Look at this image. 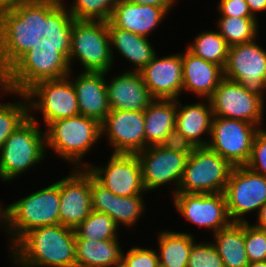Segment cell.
<instances>
[{
    "label": "cell",
    "mask_w": 266,
    "mask_h": 267,
    "mask_svg": "<svg viewBox=\"0 0 266 267\" xmlns=\"http://www.w3.org/2000/svg\"><path fill=\"white\" fill-rule=\"evenodd\" d=\"M10 248L16 266L76 267L74 229L61 224L34 228Z\"/></svg>",
    "instance_id": "6da1fadb"
},
{
    "label": "cell",
    "mask_w": 266,
    "mask_h": 267,
    "mask_svg": "<svg viewBox=\"0 0 266 267\" xmlns=\"http://www.w3.org/2000/svg\"><path fill=\"white\" fill-rule=\"evenodd\" d=\"M39 0H24L0 14V64L10 68L38 44Z\"/></svg>",
    "instance_id": "7a4b0ae2"
},
{
    "label": "cell",
    "mask_w": 266,
    "mask_h": 267,
    "mask_svg": "<svg viewBox=\"0 0 266 267\" xmlns=\"http://www.w3.org/2000/svg\"><path fill=\"white\" fill-rule=\"evenodd\" d=\"M59 181L20 198L6 207V228L15 244L25 233L41 226L59 224Z\"/></svg>",
    "instance_id": "3957f363"
},
{
    "label": "cell",
    "mask_w": 266,
    "mask_h": 267,
    "mask_svg": "<svg viewBox=\"0 0 266 267\" xmlns=\"http://www.w3.org/2000/svg\"><path fill=\"white\" fill-rule=\"evenodd\" d=\"M101 137V124L81 114L53 121L45 131L46 148L49 146L56 155L76 164V169L90 165L80 164V160Z\"/></svg>",
    "instance_id": "277c9868"
},
{
    "label": "cell",
    "mask_w": 266,
    "mask_h": 267,
    "mask_svg": "<svg viewBox=\"0 0 266 267\" xmlns=\"http://www.w3.org/2000/svg\"><path fill=\"white\" fill-rule=\"evenodd\" d=\"M31 115L6 139L0 148V179L10 181L44 160L45 133ZM43 133V134H42Z\"/></svg>",
    "instance_id": "5b68a950"
},
{
    "label": "cell",
    "mask_w": 266,
    "mask_h": 267,
    "mask_svg": "<svg viewBox=\"0 0 266 267\" xmlns=\"http://www.w3.org/2000/svg\"><path fill=\"white\" fill-rule=\"evenodd\" d=\"M77 58L84 71L109 72L113 59L107 21L74 20L71 31L69 67Z\"/></svg>",
    "instance_id": "8992f818"
},
{
    "label": "cell",
    "mask_w": 266,
    "mask_h": 267,
    "mask_svg": "<svg viewBox=\"0 0 266 267\" xmlns=\"http://www.w3.org/2000/svg\"><path fill=\"white\" fill-rule=\"evenodd\" d=\"M233 166L208 146L187 158L177 193H224Z\"/></svg>",
    "instance_id": "52a82bcc"
},
{
    "label": "cell",
    "mask_w": 266,
    "mask_h": 267,
    "mask_svg": "<svg viewBox=\"0 0 266 267\" xmlns=\"http://www.w3.org/2000/svg\"><path fill=\"white\" fill-rule=\"evenodd\" d=\"M224 195L232 223L249 222L242 216L266 204V177L246 165L234 166Z\"/></svg>",
    "instance_id": "ba28073f"
},
{
    "label": "cell",
    "mask_w": 266,
    "mask_h": 267,
    "mask_svg": "<svg viewBox=\"0 0 266 267\" xmlns=\"http://www.w3.org/2000/svg\"><path fill=\"white\" fill-rule=\"evenodd\" d=\"M260 127L250 122L213 116L208 147L233 167L247 164Z\"/></svg>",
    "instance_id": "9c48e42d"
},
{
    "label": "cell",
    "mask_w": 266,
    "mask_h": 267,
    "mask_svg": "<svg viewBox=\"0 0 266 267\" xmlns=\"http://www.w3.org/2000/svg\"><path fill=\"white\" fill-rule=\"evenodd\" d=\"M256 40L230 46L224 78L240 83L248 92L263 101L266 90V50Z\"/></svg>",
    "instance_id": "30bf717a"
},
{
    "label": "cell",
    "mask_w": 266,
    "mask_h": 267,
    "mask_svg": "<svg viewBox=\"0 0 266 267\" xmlns=\"http://www.w3.org/2000/svg\"><path fill=\"white\" fill-rule=\"evenodd\" d=\"M25 95L29 111L41 110L46 126L53 121L79 115L76 91L69 76L37 82Z\"/></svg>",
    "instance_id": "8fae6325"
},
{
    "label": "cell",
    "mask_w": 266,
    "mask_h": 267,
    "mask_svg": "<svg viewBox=\"0 0 266 267\" xmlns=\"http://www.w3.org/2000/svg\"><path fill=\"white\" fill-rule=\"evenodd\" d=\"M72 71L60 52L28 51L10 68L13 94L25 93L35 83L67 77Z\"/></svg>",
    "instance_id": "7c38bea8"
},
{
    "label": "cell",
    "mask_w": 266,
    "mask_h": 267,
    "mask_svg": "<svg viewBox=\"0 0 266 267\" xmlns=\"http://www.w3.org/2000/svg\"><path fill=\"white\" fill-rule=\"evenodd\" d=\"M209 101L213 116L242 120L258 127L264 119V101L240 83L226 78L220 81Z\"/></svg>",
    "instance_id": "4fadbf2b"
},
{
    "label": "cell",
    "mask_w": 266,
    "mask_h": 267,
    "mask_svg": "<svg viewBox=\"0 0 266 267\" xmlns=\"http://www.w3.org/2000/svg\"><path fill=\"white\" fill-rule=\"evenodd\" d=\"M74 20L62 0H39L38 44L29 51L60 52L68 60Z\"/></svg>",
    "instance_id": "5bb4252c"
},
{
    "label": "cell",
    "mask_w": 266,
    "mask_h": 267,
    "mask_svg": "<svg viewBox=\"0 0 266 267\" xmlns=\"http://www.w3.org/2000/svg\"><path fill=\"white\" fill-rule=\"evenodd\" d=\"M105 188L117 196H134L146 191L136 154L112 153L106 166L86 168Z\"/></svg>",
    "instance_id": "9a60e30c"
},
{
    "label": "cell",
    "mask_w": 266,
    "mask_h": 267,
    "mask_svg": "<svg viewBox=\"0 0 266 267\" xmlns=\"http://www.w3.org/2000/svg\"><path fill=\"white\" fill-rule=\"evenodd\" d=\"M136 156L141 165L146 192L172 181L175 183L172 192L177 193L188 158L185 154L155 145L137 152Z\"/></svg>",
    "instance_id": "2e32d148"
},
{
    "label": "cell",
    "mask_w": 266,
    "mask_h": 267,
    "mask_svg": "<svg viewBox=\"0 0 266 267\" xmlns=\"http://www.w3.org/2000/svg\"><path fill=\"white\" fill-rule=\"evenodd\" d=\"M173 198L180 214L199 227L211 228L216 233L232 223L224 193H175Z\"/></svg>",
    "instance_id": "e0dca14e"
},
{
    "label": "cell",
    "mask_w": 266,
    "mask_h": 267,
    "mask_svg": "<svg viewBox=\"0 0 266 267\" xmlns=\"http://www.w3.org/2000/svg\"><path fill=\"white\" fill-rule=\"evenodd\" d=\"M113 153L136 154L145 149L144 111L110 109L101 123Z\"/></svg>",
    "instance_id": "ac0fdd59"
},
{
    "label": "cell",
    "mask_w": 266,
    "mask_h": 267,
    "mask_svg": "<svg viewBox=\"0 0 266 267\" xmlns=\"http://www.w3.org/2000/svg\"><path fill=\"white\" fill-rule=\"evenodd\" d=\"M59 224L75 229L91 213V173L86 168L76 169L59 180Z\"/></svg>",
    "instance_id": "d6986e66"
},
{
    "label": "cell",
    "mask_w": 266,
    "mask_h": 267,
    "mask_svg": "<svg viewBox=\"0 0 266 267\" xmlns=\"http://www.w3.org/2000/svg\"><path fill=\"white\" fill-rule=\"evenodd\" d=\"M140 74L155 99H177L183 88L182 53L163 58L155 55Z\"/></svg>",
    "instance_id": "ffe728a7"
},
{
    "label": "cell",
    "mask_w": 266,
    "mask_h": 267,
    "mask_svg": "<svg viewBox=\"0 0 266 267\" xmlns=\"http://www.w3.org/2000/svg\"><path fill=\"white\" fill-rule=\"evenodd\" d=\"M142 194L117 196L102 186L91 174V208L93 211L107 214L117 226L121 223L133 226L145 210Z\"/></svg>",
    "instance_id": "44dd1931"
},
{
    "label": "cell",
    "mask_w": 266,
    "mask_h": 267,
    "mask_svg": "<svg viewBox=\"0 0 266 267\" xmlns=\"http://www.w3.org/2000/svg\"><path fill=\"white\" fill-rule=\"evenodd\" d=\"M110 81L106 83L110 109L144 111L155 100L140 72L125 71Z\"/></svg>",
    "instance_id": "7402d4cb"
},
{
    "label": "cell",
    "mask_w": 266,
    "mask_h": 267,
    "mask_svg": "<svg viewBox=\"0 0 266 267\" xmlns=\"http://www.w3.org/2000/svg\"><path fill=\"white\" fill-rule=\"evenodd\" d=\"M72 79L76 91L79 114L95 119L100 124L110 112L108 104L106 80L104 79L109 72H90L82 71L78 77Z\"/></svg>",
    "instance_id": "603a6c76"
},
{
    "label": "cell",
    "mask_w": 266,
    "mask_h": 267,
    "mask_svg": "<svg viewBox=\"0 0 266 267\" xmlns=\"http://www.w3.org/2000/svg\"><path fill=\"white\" fill-rule=\"evenodd\" d=\"M170 8L172 7H157L118 0L109 21L122 30L148 37L162 19L164 20Z\"/></svg>",
    "instance_id": "cb8c5ba5"
},
{
    "label": "cell",
    "mask_w": 266,
    "mask_h": 267,
    "mask_svg": "<svg viewBox=\"0 0 266 267\" xmlns=\"http://www.w3.org/2000/svg\"><path fill=\"white\" fill-rule=\"evenodd\" d=\"M224 78L223 68L190 53H182L183 88L204 99H209Z\"/></svg>",
    "instance_id": "d4e9b609"
},
{
    "label": "cell",
    "mask_w": 266,
    "mask_h": 267,
    "mask_svg": "<svg viewBox=\"0 0 266 267\" xmlns=\"http://www.w3.org/2000/svg\"><path fill=\"white\" fill-rule=\"evenodd\" d=\"M207 101L206 104L198 102L183 106L177 98L176 129L196 147L209 144L201 135L211 136L213 111L209 99Z\"/></svg>",
    "instance_id": "484cf974"
},
{
    "label": "cell",
    "mask_w": 266,
    "mask_h": 267,
    "mask_svg": "<svg viewBox=\"0 0 266 267\" xmlns=\"http://www.w3.org/2000/svg\"><path fill=\"white\" fill-rule=\"evenodd\" d=\"M107 25L112 59L114 46L126 60L134 64L135 69L132 70L140 72L156 55L147 37L115 27L110 21H107Z\"/></svg>",
    "instance_id": "4316f807"
},
{
    "label": "cell",
    "mask_w": 266,
    "mask_h": 267,
    "mask_svg": "<svg viewBox=\"0 0 266 267\" xmlns=\"http://www.w3.org/2000/svg\"><path fill=\"white\" fill-rule=\"evenodd\" d=\"M177 99H155L144 110L145 149L160 145L176 128Z\"/></svg>",
    "instance_id": "83f0119b"
},
{
    "label": "cell",
    "mask_w": 266,
    "mask_h": 267,
    "mask_svg": "<svg viewBox=\"0 0 266 267\" xmlns=\"http://www.w3.org/2000/svg\"><path fill=\"white\" fill-rule=\"evenodd\" d=\"M118 239L75 238L76 267H111L122 260Z\"/></svg>",
    "instance_id": "f1b7e54d"
},
{
    "label": "cell",
    "mask_w": 266,
    "mask_h": 267,
    "mask_svg": "<svg viewBox=\"0 0 266 267\" xmlns=\"http://www.w3.org/2000/svg\"><path fill=\"white\" fill-rule=\"evenodd\" d=\"M214 246L224 267H246L249 264L245 250V222L231 223L214 233Z\"/></svg>",
    "instance_id": "f546056e"
},
{
    "label": "cell",
    "mask_w": 266,
    "mask_h": 267,
    "mask_svg": "<svg viewBox=\"0 0 266 267\" xmlns=\"http://www.w3.org/2000/svg\"><path fill=\"white\" fill-rule=\"evenodd\" d=\"M158 260L167 267H187L189 253L195 242L193 235L184 232L162 231L158 235Z\"/></svg>",
    "instance_id": "4dcf8cb0"
},
{
    "label": "cell",
    "mask_w": 266,
    "mask_h": 267,
    "mask_svg": "<svg viewBox=\"0 0 266 267\" xmlns=\"http://www.w3.org/2000/svg\"><path fill=\"white\" fill-rule=\"evenodd\" d=\"M228 44L219 31H202L186 48L193 55L224 68L228 56Z\"/></svg>",
    "instance_id": "1f68e13d"
},
{
    "label": "cell",
    "mask_w": 266,
    "mask_h": 267,
    "mask_svg": "<svg viewBox=\"0 0 266 267\" xmlns=\"http://www.w3.org/2000/svg\"><path fill=\"white\" fill-rule=\"evenodd\" d=\"M219 18V33L229 47L256 40L259 29L257 18L235 16H219Z\"/></svg>",
    "instance_id": "d6a6232c"
},
{
    "label": "cell",
    "mask_w": 266,
    "mask_h": 267,
    "mask_svg": "<svg viewBox=\"0 0 266 267\" xmlns=\"http://www.w3.org/2000/svg\"><path fill=\"white\" fill-rule=\"evenodd\" d=\"M115 221L107 214L91 211L88 217L75 229V238L88 240L118 239Z\"/></svg>",
    "instance_id": "836d02e7"
},
{
    "label": "cell",
    "mask_w": 266,
    "mask_h": 267,
    "mask_svg": "<svg viewBox=\"0 0 266 267\" xmlns=\"http://www.w3.org/2000/svg\"><path fill=\"white\" fill-rule=\"evenodd\" d=\"M22 101L0 104V148L6 139L29 117L28 100L25 93H19ZM27 102V103H26Z\"/></svg>",
    "instance_id": "e575fe53"
},
{
    "label": "cell",
    "mask_w": 266,
    "mask_h": 267,
    "mask_svg": "<svg viewBox=\"0 0 266 267\" xmlns=\"http://www.w3.org/2000/svg\"><path fill=\"white\" fill-rule=\"evenodd\" d=\"M69 13L75 20L109 21L118 0H73Z\"/></svg>",
    "instance_id": "d590c367"
},
{
    "label": "cell",
    "mask_w": 266,
    "mask_h": 267,
    "mask_svg": "<svg viewBox=\"0 0 266 267\" xmlns=\"http://www.w3.org/2000/svg\"><path fill=\"white\" fill-rule=\"evenodd\" d=\"M245 250L249 262L266 260V229L245 222Z\"/></svg>",
    "instance_id": "8d00e7d4"
},
{
    "label": "cell",
    "mask_w": 266,
    "mask_h": 267,
    "mask_svg": "<svg viewBox=\"0 0 266 267\" xmlns=\"http://www.w3.org/2000/svg\"><path fill=\"white\" fill-rule=\"evenodd\" d=\"M187 267H224L213 242L193 243Z\"/></svg>",
    "instance_id": "74e56055"
},
{
    "label": "cell",
    "mask_w": 266,
    "mask_h": 267,
    "mask_svg": "<svg viewBox=\"0 0 266 267\" xmlns=\"http://www.w3.org/2000/svg\"><path fill=\"white\" fill-rule=\"evenodd\" d=\"M246 166L266 177V130L262 128L254 138L251 155Z\"/></svg>",
    "instance_id": "f35d334b"
},
{
    "label": "cell",
    "mask_w": 266,
    "mask_h": 267,
    "mask_svg": "<svg viewBox=\"0 0 266 267\" xmlns=\"http://www.w3.org/2000/svg\"><path fill=\"white\" fill-rule=\"evenodd\" d=\"M122 260L128 267H156L159 260L155 250L133 247L127 254L122 253Z\"/></svg>",
    "instance_id": "ab89813d"
},
{
    "label": "cell",
    "mask_w": 266,
    "mask_h": 267,
    "mask_svg": "<svg viewBox=\"0 0 266 267\" xmlns=\"http://www.w3.org/2000/svg\"><path fill=\"white\" fill-rule=\"evenodd\" d=\"M164 149L185 154L189 157L196 146L176 128L172 130L160 144Z\"/></svg>",
    "instance_id": "60d3db41"
},
{
    "label": "cell",
    "mask_w": 266,
    "mask_h": 267,
    "mask_svg": "<svg viewBox=\"0 0 266 267\" xmlns=\"http://www.w3.org/2000/svg\"><path fill=\"white\" fill-rule=\"evenodd\" d=\"M218 10L221 16L253 17L246 0H220Z\"/></svg>",
    "instance_id": "b9f144b4"
},
{
    "label": "cell",
    "mask_w": 266,
    "mask_h": 267,
    "mask_svg": "<svg viewBox=\"0 0 266 267\" xmlns=\"http://www.w3.org/2000/svg\"><path fill=\"white\" fill-rule=\"evenodd\" d=\"M134 4L154 5L157 7H173L175 0H126Z\"/></svg>",
    "instance_id": "7bdbcfd3"
},
{
    "label": "cell",
    "mask_w": 266,
    "mask_h": 267,
    "mask_svg": "<svg viewBox=\"0 0 266 267\" xmlns=\"http://www.w3.org/2000/svg\"><path fill=\"white\" fill-rule=\"evenodd\" d=\"M249 9L251 11V15L254 18H258L256 17L257 15L255 14L257 11L258 12H263L266 10V0H246Z\"/></svg>",
    "instance_id": "ee69618b"
},
{
    "label": "cell",
    "mask_w": 266,
    "mask_h": 267,
    "mask_svg": "<svg viewBox=\"0 0 266 267\" xmlns=\"http://www.w3.org/2000/svg\"><path fill=\"white\" fill-rule=\"evenodd\" d=\"M257 223L253 226L266 229V204H264L257 213Z\"/></svg>",
    "instance_id": "f6af8a7d"
},
{
    "label": "cell",
    "mask_w": 266,
    "mask_h": 267,
    "mask_svg": "<svg viewBox=\"0 0 266 267\" xmlns=\"http://www.w3.org/2000/svg\"><path fill=\"white\" fill-rule=\"evenodd\" d=\"M21 1L24 0H0V14L13 9Z\"/></svg>",
    "instance_id": "bcb514c9"
},
{
    "label": "cell",
    "mask_w": 266,
    "mask_h": 267,
    "mask_svg": "<svg viewBox=\"0 0 266 267\" xmlns=\"http://www.w3.org/2000/svg\"><path fill=\"white\" fill-rule=\"evenodd\" d=\"M1 203H0V223H2V221H3V225H5L6 226V221H7V219H6V207H4V208H1Z\"/></svg>",
    "instance_id": "7dc6e473"
},
{
    "label": "cell",
    "mask_w": 266,
    "mask_h": 267,
    "mask_svg": "<svg viewBox=\"0 0 266 267\" xmlns=\"http://www.w3.org/2000/svg\"><path fill=\"white\" fill-rule=\"evenodd\" d=\"M246 267H266V260L259 262H249Z\"/></svg>",
    "instance_id": "c3c4849f"
},
{
    "label": "cell",
    "mask_w": 266,
    "mask_h": 267,
    "mask_svg": "<svg viewBox=\"0 0 266 267\" xmlns=\"http://www.w3.org/2000/svg\"><path fill=\"white\" fill-rule=\"evenodd\" d=\"M111 267H128V266L126 265V263L123 260H121L120 262L116 263L115 265H113Z\"/></svg>",
    "instance_id": "681fc988"
},
{
    "label": "cell",
    "mask_w": 266,
    "mask_h": 267,
    "mask_svg": "<svg viewBox=\"0 0 266 267\" xmlns=\"http://www.w3.org/2000/svg\"><path fill=\"white\" fill-rule=\"evenodd\" d=\"M156 267H167V266H165V265L161 264L160 262H158Z\"/></svg>",
    "instance_id": "f907efd6"
}]
</instances>
